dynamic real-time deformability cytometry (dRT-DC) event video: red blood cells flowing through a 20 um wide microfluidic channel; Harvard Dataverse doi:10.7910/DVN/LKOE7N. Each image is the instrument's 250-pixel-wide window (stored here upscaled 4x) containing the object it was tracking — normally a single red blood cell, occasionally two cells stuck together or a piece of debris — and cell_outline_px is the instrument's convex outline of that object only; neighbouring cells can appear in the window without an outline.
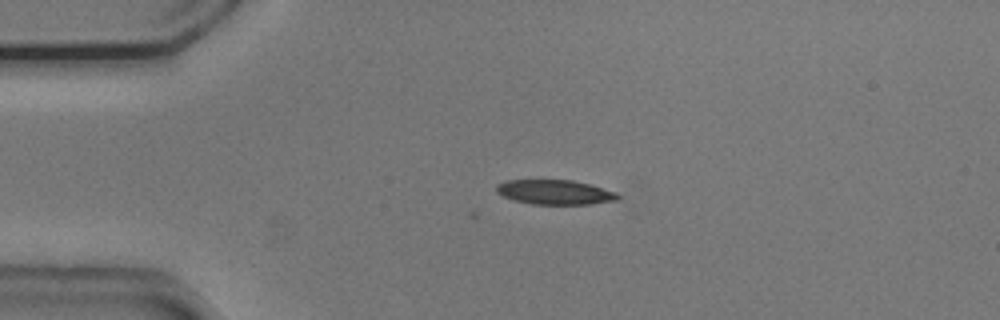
{"species": "common noctule bat (a hibernating species)", "species_latin": "Nyctalus noctula", "temperature_condition": "cold", "stored_images_in_passage": 3, "camera_frame_rate_fps": 3000, "um_per_image_px": 0.085, "animal": {"sex": "male", "body_mass_g": 20.5, "forearm_length_mm": 52.5}, "frame": {"image": 1, "passage_image": 1, "time_ms": 0.0, "image_size_px": [1000, 320], "cell_outline_px": [[620, 196], [616, 200], [592, 204], [532, 204], [512, 200], [496, 192], [496, 184], [504, 180], [572, 180], [588, 184], [616, 192]], "centroid_in_image_um": [47.12, 16.33], "position_along_channel_um": 37.9, "area_um2": 17.4}}